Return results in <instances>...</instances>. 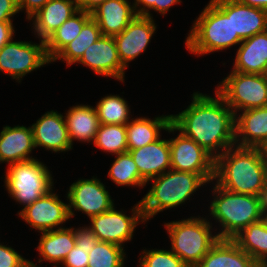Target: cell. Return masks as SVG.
Returning a JSON list of instances; mask_svg holds the SVG:
<instances>
[{"label": "cell", "mask_w": 267, "mask_h": 267, "mask_svg": "<svg viewBox=\"0 0 267 267\" xmlns=\"http://www.w3.org/2000/svg\"><path fill=\"white\" fill-rule=\"evenodd\" d=\"M101 37V30L96 21L91 17L84 24L79 36L65 46L51 62H55L58 59L66 61L67 66H71L82 57L90 45L94 44Z\"/></svg>", "instance_id": "cell-30"}, {"label": "cell", "mask_w": 267, "mask_h": 267, "mask_svg": "<svg viewBox=\"0 0 267 267\" xmlns=\"http://www.w3.org/2000/svg\"><path fill=\"white\" fill-rule=\"evenodd\" d=\"M265 163L263 148L235 145L215 159L213 181L227 191L256 196L264 187Z\"/></svg>", "instance_id": "cell-2"}, {"label": "cell", "mask_w": 267, "mask_h": 267, "mask_svg": "<svg viewBox=\"0 0 267 267\" xmlns=\"http://www.w3.org/2000/svg\"><path fill=\"white\" fill-rule=\"evenodd\" d=\"M192 96L185 110L171 114L166 131L181 132L216 159L235 146V114L216 91L215 98L198 92Z\"/></svg>", "instance_id": "cell-1"}, {"label": "cell", "mask_w": 267, "mask_h": 267, "mask_svg": "<svg viewBox=\"0 0 267 267\" xmlns=\"http://www.w3.org/2000/svg\"><path fill=\"white\" fill-rule=\"evenodd\" d=\"M90 67L97 75L124 82L126 67L121 63L113 36H102L76 62Z\"/></svg>", "instance_id": "cell-15"}, {"label": "cell", "mask_w": 267, "mask_h": 267, "mask_svg": "<svg viewBox=\"0 0 267 267\" xmlns=\"http://www.w3.org/2000/svg\"><path fill=\"white\" fill-rule=\"evenodd\" d=\"M79 11L75 0H49L29 20L33 21L34 32L46 41L65 21Z\"/></svg>", "instance_id": "cell-19"}, {"label": "cell", "mask_w": 267, "mask_h": 267, "mask_svg": "<svg viewBox=\"0 0 267 267\" xmlns=\"http://www.w3.org/2000/svg\"><path fill=\"white\" fill-rule=\"evenodd\" d=\"M14 33L12 22H0V49L13 38Z\"/></svg>", "instance_id": "cell-42"}, {"label": "cell", "mask_w": 267, "mask_h": 267, "mask_svg": "<svg viewBox=\"0 0 267 267\" xmlns=\"http://www.w3.org/2000/svg\"><path fill=\"white\" fill-rule=\"evenodd\" d=\"M4 183L10 196L25 207L53 190L50 171L37 159L9 165Z\"/></svg>", "instance_id": "cell-7"}, {"label": "cell", "mask_w": 267, "mask_h": 267, "mask_svg": "<svg viewBox=\"0 0 267 267\" xmlns=\"http://www.w3.org/2000/svg\"><path fill=\"white\" fill-rule=\"evenodd\" d=\"M198 267H261L232 239H219Z\"/></svg>", "instance_id": "cell-23"}, {"label": "cell", "mask_w": 267, "mask_h": 267, "mask_svg": "<svg viewBox=\"0 0 267 267\" xmlns=\"http://www.w3.org/2000/svg\"><path fill=\"white\" fill-rule=\"evenodd\" d=\"M141 178L149 180L171 169L169 140L159 138L153 143L129 151Z\"/></svg>", "instance_id": "cell-18"}, {"label": "cell", "mask_w": 267, "mask_h": 267, "mask_svg": "<svg viewBox=\"0 0 267 267\" xmlns=\"http://www.w3.org/2000/svg\"><path fill=\"white\" fill-rule=\"evenodd\" d=\"M239 45L232 71L267 75V30Z\"/></svg>", "instance_id": "cell-22"}, {"label": "cell", "mask_w": 267, "mask_h": 267, "mask_svg": "<svg viewBox=\"0 0 267 267\" xmlns=\"http://www.w3.org/2000/svg\"><path fill=\"white\" fill-rule=\"evenodd\" d=\"M51 63L45 49V42L39 44L28 41H13V38L0 49V71L7 73L18 82L23 77Z\"/></svg>", "instance_id": "cell-9"}, {"label": "cell", "mask_w": 267, "mask_h": 267, "mask_svg": "<svg viewBox=\"0 0 267 267\" xmlns=\"http://www.w3.org/2000/svg\"><path fill=\"white\" fill-rule=\"evenodd\" d=\"M133 119L126 124L128 152L155 142L161 137L160 130L166 131L171 125V115L158 116L154 119L148 117Z\"/></svg>", "instance_id": "cell-24"}, {"label": "cell", "mask_w": 267, "mask_h": 267, "mask_svg": "<svg viewBox=\"0 0 267 267\" xmlns=\"http://www.w3.org/2000/svg\"><path fill=\"white\" fill-rule=\"evenodd\" d=\"M130 107L119 95H108L100 99L95 109L100 124L126 125L130 118Z\"/></svg>", "instance_id": "cell-32"}, {"label": "cell", "mask_w": 267, "mask_h": 267, "mask_svg": "<svg viewBox=\"0 0 267 267\" xmlns=\"http://www.w3.org/2000/svg\"><path fill=\"white\" fill-rule=\"evenodd\" d=\"M75 245L84 249H92L98 242L99 239L92 232V230L87 227H80L75 230Z\"/></svg>", "instance_id": "cell-39"}, {"label": "cell", "mask_w": 267, "mask_h": 267, "mask_svg": "<svg viewBox=\"0 0 267 267\" xmlns=\"http://www.w3.org/2000/svg\"><path fill=\"white\" fill-rule=\"evenodd\" d=\"M232 240L261 267H267V220L249 224Z\"/></svg>", "instance_id": "cell-28"}, {"label": "cell", "mask_w": 267, "mask_h": 267, "mask_svg": "<svg viewBox=\"0 0 267 267\" xmlns=\"http://www.w3.org/2000/svg\"><path fill=\"white\" fill-rule=\"evenodd\" d=\"M124 247L99 241L89 252L87 267H124Z\"/></svg>", "instance_id": "cell-34"}, {"label": "cell", "mask_w": 267, "mask_h": 267, "mask_svg": "<svg viewBox=\"0 0 267 267\" xmlns=\"http://www.w3.org/2000/svg\"><path fill=\"white\" fill-rule=\"evenodd\" d=\"M233 37L242 40L267 30V11L232 0Z\"/></svg>", "instance_id": "cell-27"}, {"label": "cell", "mask_w": 267, "mask_h": 267, "mask_svg": "<svg viewBox=\"0 0 267 267\" xmlns=\"http://www.w3.org/2000/svg\"><path fill=\"white\" fill-rule=\"evenodd\" d=\"M123 210H115V206L109 211L90 218L91 226H88L99 241L109 242L123 247L125 242L132 240L134 229L139 222H146L139 201L132 209V215L127 216Z\"/></svg>", "instance_id": "cell-10"}, {"label": "cell", "mask_w": 267, "mask_h": 267, "mask_svg": "<svg viewBox=\"0 0 267 267\" xmlns=\"http://www.w3.org/2000/svg\"><path fill=\"white\" fill-rule=\"evenodd\" d=\"M34 148L31 126H4L0 132V163L11 165L34 159L30 156Z\"/></svg>", "instance_id": "cell-20"}, {"label": "cell", "mask_w": 267, "mask_h": 267, "mask_svg": "<svg viewBox=\"0 0 267 267\" xmlns=\"http://www.w3.org/2000/svg\"><path fill=\"white\" fill-rule=\"evenodd\" d=\"M19 13L17 0H0V22H12L11 18Z\"/></svg>", "instance_id": "cell-40"}, {"label": "cell", "mask_w": 267, "mask_h": 267, "mask_svg": "<svg viewBox=\"0 0 267 267\" xmlns=\"http://www.w3.org/2000/svg\"><path fill=\"white\" fill-rule=\"evenodd\" d=\"M41 238L37 247L42 261L61 264L68 253L75 246L74 228H60L51 231L41 232Z\"/></svg>", "instance_id": "cell-26"}, {"label": "cell", "mask_w": 267, "mask_h": 267, "mask_svg": "<svg viewBox=\"0 0 267 267\" xmlns=\"http://www.w3.org/2000/svg\"><path fill=\"white\" fill-rule=\"evenodd\" d=\"M91 17L92 15L90 13L79 10L51 34L45 41L46 54L50 61H52L65 46L79 36L84 24Z\"/></svg>", "instance_id": "cell-29"}, {"label": "cell", "mask_w": 267, "mask_h": 267, "mask_svg": "<svg viewBox=\"0 0 267 267\" xmlns=\"http://www.w3.org/2000/svg\"><path fill=\"white\" fill-rule=\"evenodd\" d=\"M34 146L44 147L57 152L71 150L72 143L69 138L65 117L57 111L45 112L36 123L31 126Z\"/></svg>", "instance_id": "cell-16"}, {"label": "cell", "mask_w": 267, "mask_h": 267, "mask_svg": "<svg viewBox=\"0 0 267 267\" xmlns=\"http://www.w3.org/2000/svg\"><path fill=\"white\" fill-rule=\"evenodd\" d=\"M178 3H181V0H134L133 5L137 16L153 18L149 10L165 15L170 7Z\"/></svg>", "instance_id": "cell-36"}, {"label": "cell", "mask_w": 267, "mask_h": 267, "mask_svg": "<svg viewBox=\"0 0 267 267\" xmlns=\"http://www.w3.org/2000/svg\"><path fill=\"white\" fill-rule=\"evenodd\" d=\"M238 116L239 113L235 115V145L264 148L267 145V106L244 110Z\"/></svg>", "instance_id": "cell-17"}, {"label": "cell", "mask_w": 267, "mask_h": 267, "mask_svg": "<svg viewBox=\"0 0 267 267\" xmlns=\"http://www.w3.org/2000/svg\"><path fill=\"white\" fill-rule=\"evenodd\" d=\"M156 28L153 18L136 16L120 34L113 36L121 63L126 68L130 61L146 51Z\"/></svg>", "instance_id": "cell-14"}, {"label": "cell", "mask_w": 267, "mask_h": 267, "mask_svg": "<svg viewBox=\"0 0 267 267\" xmlns=\"http://www.w3.org/2000/svg\"><path fill=\"white\" fill-rule=\"evenodd\" d=\"M93 143L114 155L127 152L126 125L100 124Z\"/></svg>", "instance_id": "cell-33"}, {"label": "cell", "mask_w": 267, "mask_h": 267, "mask_svg": "<svg viewBox=\"0 0 267 267\" xmlns=\"http://www.w3.org/2000/svg\"><path fill=\"white\" fill-rule=\"evenodd\" d=\"M70 218L78 210L86 214L89 219L114 207V202L106 190L105 185L99 179H79L69 187L67 201Z\"/></svg>", "instance_id": "cell-12"}, {"label": "cell", "mask_w": 267, "mask_h": 267, "mask_svg": "<svg viewBox=\"0 0 267 267\" xmlns=\"http://www.w3.org/2000/svg\"><path fill=\"white\" fill-rule=\"evenodd\" d=\"M102 36L120 34L137 16L134 5L128 0H106L92 13Z\"/></svg>", "instance_id": "cell-21"}, {"label": "cell", "mask_w": 267, "mask_h": 267, "mask_svg": "<svg viewBox=\"0 0 267 267\" xmlns=\"http://www.w3.org/2000/svg\"><path fill=\"white\" fill-rule=\"evenodd\" d=\"M65 121L70 141L94 142L100 125L95 107L76 105L65 113Z\"/></svg>", "instance_id": "cell-25"}, {"label": "cell", "mask_w": 267, "mask_h": 267, "mask_svg": "<svg viewBox=\"0 0 267 267\" xmlns=\"http://www.w3.org/2000/svg\"><path fill=\"white\" fill-rule=\"evenodd\" d=\"M186 48L198 56L225 50L243 40L233 37L232 0H210L191 27Z\"/></svg>", "instance_id": "cell-3"}, {"label": "cell", "mask_w": 267, "mask_h": 267, "mask_svg": "<svg viewBox=\"0 0 267 267\" xmlns=\"http://www.w3.org/2000/svg\"><path fill=\"white\" fill-rule=\"evenodd\" d=\"M142 254L139 258L140 267H188L171 250L145 249Z\"/></svg>", "instance_id": "cell-35"}, {"label": "cell", "mask_w": 267, "mask_h": 267, "mask_svg": "<svg viewBox=\"0 0 267 267\" xmlns=\"http://www.w3.org/2000/svg\"><path fill=\"white\" fill-rule=\"evenodd\" d=\"M91 250L75 245L62 262L63 267H87Z\"/></svg>", "instance_id": "cell-38"}, {"label": "cell", "mask_w": 267, "mask_h": 267, "mask_svg": "<svg viewBox=\"0 0 267 267\" xmlns=\"http://www.w3.org/2000/svg\"><path fill=\"white\" fill-rule=\"evenodd\" d=\"M23 267H38V266L34 264L33 261L29 260Z\"/></svg>", "instance_id": "cell-47"}, {"label": "cell", "mask_w": 267, "mask_h": 267, "mask_svg": "<svg viewBox=\"0 0 267 267\" xmlns=\"http://www.w3.org/2000/svg\"><path fill=\"white\" fill-rule=\"evenodd\" d=\"M261 216L267 218V188L263 187L256 195Z\"/></svg>", "instance_id": "cell-44"}, {"label": "cell", "mask_w": 267, "mask_h": 267, "mask_svg": "<svg viewBox=\"0 0 267 267\" xmlns=\"http://www.w3.org/2000/svg\"><path fill=\"white\" fill-rule=\"evenodd\" d=\"M108 177L117 186H138L143 187L147 184L142 178L130 152H124L116 155Z\"/></svg>", "instance_id": "cell-31"}, {"label": "cell", "mask_w": 267, "mask_h": 267, "mask_svg": "<svg viewBox=\"0 0 267 267\" xmlns=\"http://www.w3.org/2000/svg\"><path fill=\"white\" fill-rule=\"evenodd\" d=\"M264 154H265V158L267 160V145L263 148Z\"/></svg>", "instance_id": "cell-48"}, {"label": "cell", "mask_w": 267, "mask_h": 267, "mask_svg": "<svg viewBox=\"0 0 267 267\" xmlns=\"http://www.w3.org/2000/svg\"><path fill=\"white\" fill-rule=\"evenodd\" d=\"M244 5L267 11V0H238Z\"/></svg>", "instance_id": "cell-45"}, {"label": "cell", "mask_w": 267, "mask_h": 267, "mask_svg": "<svg viewBox=\"0 0 267 267\" xmlns=\"http://www.w3.org/2000/svg\"><path fill=\"white\" fill-rule=\"evenodd\" d=\"M49 0H17L19 12L25 10L27 19L40 10Z\"/></svg>", "instance_id": "cell-41"}, {"label": "cell", "mask_w": 267, "mask_h": 267, "mask_svg": "<svg viewBox=\"0 0 267 267\" xmlns=\"http://www.w3.org/2000/svg\"><path fill=\"white\" fill-rule=\"evenodd\" d=\"M171 169L199 174L207 183L213 182L215 159L194 140L181 132L169 139Z\"/></svg>", "instance_id": "cell-11"}, {"label": "cell", "mask_w": 267, "mask_h": 267, "mask_svg": "<svg viewBox=\"0 0 267 267\" xmlns=\"http://www.w3.org/2000/svg\"><path fill=\"white\" fill-rule=\"evenodd\" d=\"M216 92L235 115L247 109L264 107L267 106V75L231 71L220 82Z\"/></svg>", "instance_id": "cell-8"}, {"label": "cell", "mask_w": 267, "mask_h": 267, "mask_svg": "<svg viewBox=\"0 0 267 267\" xmlns=\"http://www.w3.org/2000/svg\"><path fill=\"white\" fill-rule=\"evenodd\" d=\"M171 240V251L188 267L197 266L219 240L212 234V224L205 218L190 217L164 225Z\"/></svg>", "instance_id": "cell-6"}, {"label": "cell", "mask_w": 267, "mask_h": 267, "mask_svg": "<svg viewBox=\"0 0 267 267\" xmlns=\"http://www.w3.org/2000/svg\"><path fill=\"white\" fill-rule=\"evenodd\" d=\"M264 187L267 188V160H266V163H265Z\"/></svg>", "instance_id": "cell-46"}, {"label": "cell", "mask_w": 267, "mask_h": 267, "mask_svg": "<svg viewBox=\"0 0 267 267\" xmlns=\"http://www.w3.org/2000/svg\"><path fill=\"white\" fill-rule=\"evenodd\" d=\"M149 181L153 182L152 187L140 200L146 221L163 210L185 203L194 192L207 183L197 173L173 169Z\"/></svg>", "instance_id": "cell-4"}, {"label": "cell", "mask_w": 267, "mask_h": 267, "mask_svg": "<svg viewBox=\"0 0 267 267\" xmlns=\"http://www.w3.org/2000/svg\"><path fill=\"white\" fill-rule=\"evenodd\" d=\"M51 190L38 200L23 207L18 213L19 217L32 228L41 232L64 228L59 227L70 218L68 204L60 200Z\"/></svg>", "instance_id": "cell-13"}, {"label": "cell", "mask_w": 267, "mask_h": 267, "mask_svg": "<svg viewBox=\"0 0 267 267\" xmlns=\"http://www.w3.org/2000/svg\"><path fill=\"white\" fill-rule=\"evenodd\" d=\"M80 11L92 13L98 6L106 0H75Z\"/></svg>", "instance_id": "cell-43"}, {"label": "cell", "mask_w": 267, "mask_h": 267, "mask_svg": "<svg viewBox=\"0 0 267 267\" xmlns=\"http://www.w3.org/2000/svg\"><path fill=\"white\" fill-rule=\"evenodd\" d=\"M210 215L220 223L219 239H232L249 224L263 219L258 207L257 197L237 194L223 189L215 183Z\"/></svg>", "instance_id": "cell-5"}, {"label": "cell", "mask_w": 267, "mask_h": 267, "mask_svg": "<svg viewBox=\"0 0 267 267\" xmlns=\"http://www.w3.org/2000/svg\"><path fill=\"white\" fill-rule=\"evenodd\" d=\"M28 261L12 247L0 243V267H23Z\"/></svg>", "instance_id": "cell-37"}]
</instances>
